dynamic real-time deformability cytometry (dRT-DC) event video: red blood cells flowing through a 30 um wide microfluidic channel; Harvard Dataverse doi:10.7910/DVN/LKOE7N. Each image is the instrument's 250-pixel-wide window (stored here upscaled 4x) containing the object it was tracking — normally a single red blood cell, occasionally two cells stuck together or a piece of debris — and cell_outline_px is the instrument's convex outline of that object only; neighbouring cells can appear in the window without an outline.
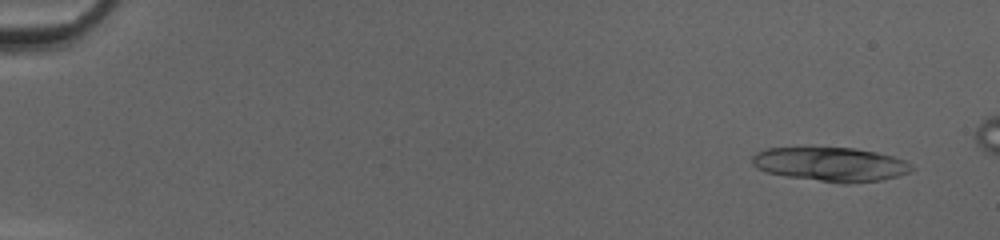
{"species": "common noctule bat (a hibernating species)", "species_latin": "Nyctalus noctula", "temperature_condition": "cold", "stored_images_in_passage": 24, "camera_frame_rate_fps": 3000, "um_per_image_px": 0.085, "animal": {"sex": "female", "body_mass_g": 20.0, "forearm_length_mm": 54.0}, "frame": {"image": 1, "passage_image": 4, "time_ms": 1.0, "image_size_px": [1000, 240], "cell_outline_px": [[912, 168], [908, 172], [896, 176], [880, 180], [848, 184], [844, 184], [788, 176], [768, 172], [756, 168], [752, 164], [752, 156], [756, 152], [768, 148], [852, 148], [876, 152], [892, 156], [904, 160], [912, 164]], "centroid_in_image_um": [70.6, 13.96], "position_along_channel_um": 14.4, "area_um2": 31.33}}